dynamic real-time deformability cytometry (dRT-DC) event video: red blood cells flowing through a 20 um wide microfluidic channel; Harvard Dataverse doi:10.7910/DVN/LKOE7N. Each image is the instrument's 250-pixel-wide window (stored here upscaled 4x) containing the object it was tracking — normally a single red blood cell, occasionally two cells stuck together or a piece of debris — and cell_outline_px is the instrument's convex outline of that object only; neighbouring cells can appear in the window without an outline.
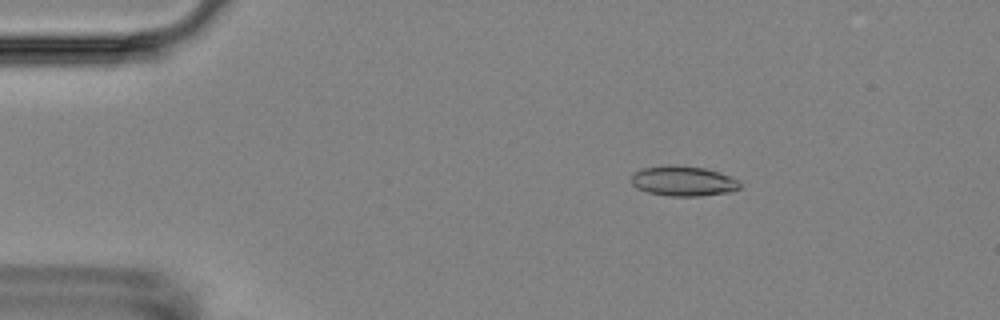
{"species": "Egyptian fruit bat (a non-hibernating species)", "species_latin": "Rousettus aegyptiacus", "temperature_condition": "room temperature", "stored_images_in_passage": 5, "camera_frame_rate_fps": 3000, "um_per_image_px": 0.085, "animal": {"sex": "female"}, "frame": {"image": 1, "passage_image": 3, "time_ms": 2.333, "image_size_px": [1000, 320], "cell_outline_px": [[740, 188], [732, 192], [700, 196], [668, 196], [648, 192], [636, 188], [632, 184], [632, 176], [636, 172], [644, 168], [668, 164], [672, 164], [704, 168], [720, 172], [732, 176], [740, 180]], "centroid_in_image_um": [58.13, 15.39], "position_along_channel_um": 26.9, "area_um2": 19.25}}